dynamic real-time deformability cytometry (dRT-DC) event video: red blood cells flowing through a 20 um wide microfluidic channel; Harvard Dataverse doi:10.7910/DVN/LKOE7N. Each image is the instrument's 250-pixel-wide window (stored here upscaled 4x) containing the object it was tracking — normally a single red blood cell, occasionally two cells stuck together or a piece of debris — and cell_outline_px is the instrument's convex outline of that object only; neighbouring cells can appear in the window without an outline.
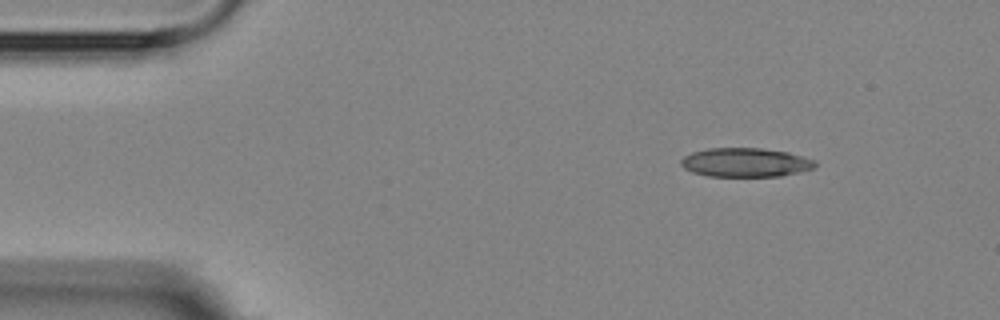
{"species": "Egyptian fruit bat (a non-hibernating species)", "species_latin": "Rousettus aegyptiacus", "temperature_condition": "room temperature", "stored_images_in_passage": 4, "camera_frame_rate_fps": 3000, "um_per_image_px": 0.085, "animal": {"sex": "female"}, "frame": {"image": 1, "passage_image": 1, "time_ms": 0.0, "image_size_px": [1000, 320], "cell_outline_px": [[816, 168], [800, 172], [780, 176], [708, 176], [692, 172], [684, 168], [680, 164], [680, 160], [684, 156], [692, 152], [708, 148], [760, 148], [788, 152], [816, 160]], "centroid_in_image_um": [63.37, 13.81], "position_along_channel_um": 21.6, "area_um2": 22.77}}